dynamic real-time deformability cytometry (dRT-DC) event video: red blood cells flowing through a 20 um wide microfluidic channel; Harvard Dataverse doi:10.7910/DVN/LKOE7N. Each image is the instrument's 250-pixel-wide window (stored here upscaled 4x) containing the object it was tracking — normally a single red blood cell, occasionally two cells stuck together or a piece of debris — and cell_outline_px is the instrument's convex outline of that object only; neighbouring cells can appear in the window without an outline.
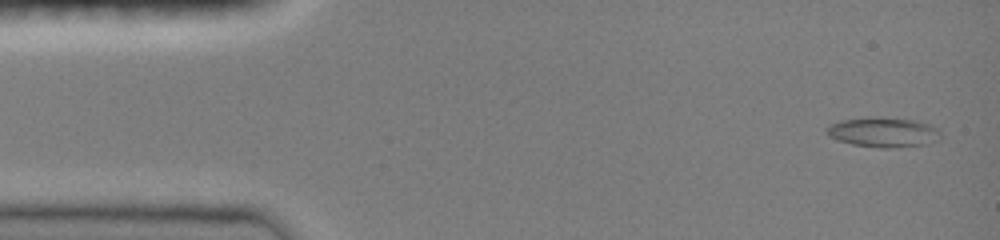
{"species": "common noctule bat (a hibernating species)", "species_latin": "Nyctalus noctula", "temperature_condition": "room temperature", "stored_images_in_passage": 47, "camera_frame_rate_fps": 3000, "um_per_image_px": 0.085, "animal": {"sex": "female", "body_mass_g": 19.0, "forearm_length_mm": 51.5}, "frame": {"image": 1, "passage_image": 2, "time_ms": 0.333, "image_size_px": [1000, 240], "cell_outline_px": [[940, 140], [928, 144], [892, 148], [880, 148], [852, 144], [836, 140], [828, 136], [828, 128], [832, 124], [840, 120], [912, 120], [928, 124], [940, 128]], "centroid_in_image_um": [75.16, 11.31], "position_along_channel_um": 9.8, "area_um2": 18.9}}
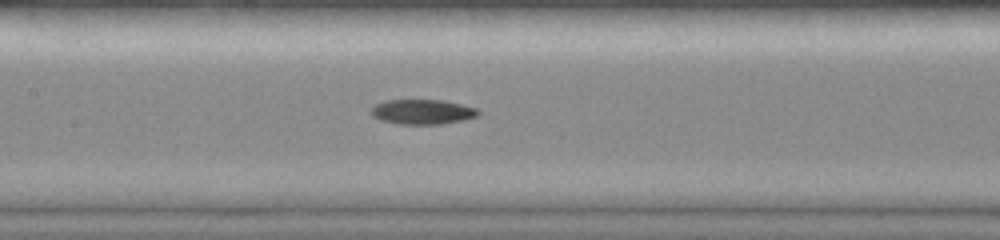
{"frame": {"image": 2, "passage_image": 22, "time_ms": 7.0, "image_size_px": [1000, 240], "cell_outline_px": [[480, 112], [476, 116], [464, 120], [440, 124], [400, 124], [380, 120], [372, 116], [372, 108], [376, 104], [384, 100], [440, 100], [460, 104], [476, 108]], "centroid_in_image_um": [35.89, 9.51], "position_along_channel_um": 171.5, "area_um2": 15.37}}
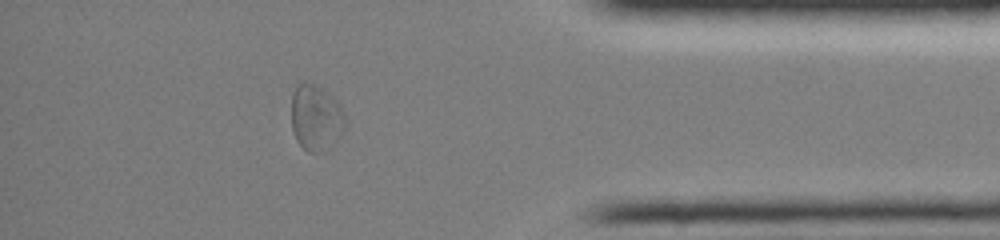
{"frame": {"image": 3, "passage_image": 41, "time_ms": 13.333, "image_size_px": [1000, 240], "cell_outline_px": [[344, 128], [336, 140], [324, 152], [308, 152], [296, 140], [292, 128], [292, 92], [300, 84], [312, 84], [320, 88], [336, 100], [344, 112]], "centroid_in_image_um": [26.84, 10.04], "position_along_channel_um": 408.4, "area_um2": 20.17}}